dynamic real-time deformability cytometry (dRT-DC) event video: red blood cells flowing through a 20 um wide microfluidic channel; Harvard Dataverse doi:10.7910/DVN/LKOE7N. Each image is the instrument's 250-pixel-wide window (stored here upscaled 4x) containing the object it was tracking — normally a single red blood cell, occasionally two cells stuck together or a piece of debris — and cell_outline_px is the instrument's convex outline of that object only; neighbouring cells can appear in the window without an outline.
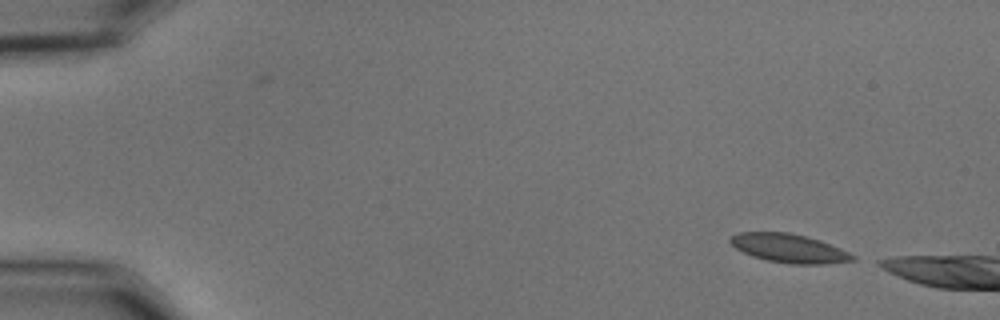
{"species": "common noctule bat (a hibernating species)", "species_latin": "Nyctalus noctula", "temperature_condition": "cold", "stored_images_in_passage": 52, "camera_frame_rate_fps": 3000, "um_per_image_px": 0.085, "animal": {"sex": "male", "body_mass_g": 15.6}, "frame": {"image": 1, "passage_image": 1, "time_ms": 0.0, "image_size_px": [1000, 320], "cell_outline_px": [[856, 260], [824, 264], [788, 264], [764, 260], [752, 256], [736, 248], [728, 240], [732, 236], [740, 232], [788, 232], [820, 240], [840, 248], [856, 256]], "centroid_in_image_um": [67.07, 21.11], "position_along_channel_um": 17.9, "area_um2": 20.46}}
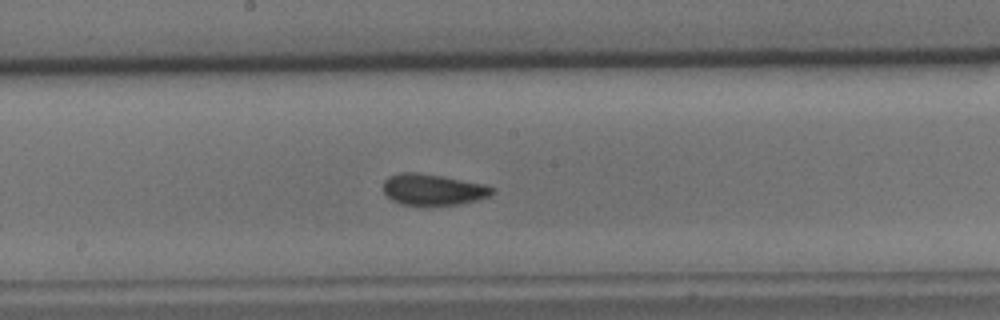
{"frame": {"image": 2, "passage_image": 26, "time_ms": 8.333, "image_size_px": [1000, 320], "cell_outline_px": [[496, 192], [488, 196], [476, 200], [460, 204], [428, 208], [400, 204], [392, 200], [384, 192], [384, 180], [388, 176], [400, 172], [416, 172], [444, 176], [484, 184], [496, 188]], "centroid_in_image_um": [36.81, 16.15], "position_along_channel_um": 211.4, "area_um2": 20.58}}
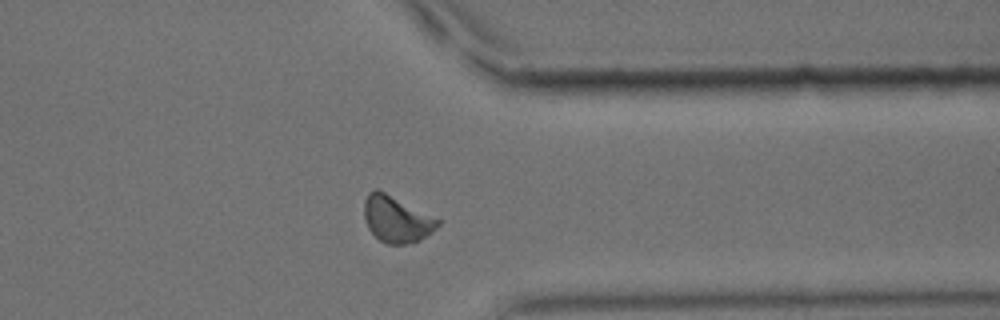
{"frame": {"image": 3, "passage_image": 40, "time_ms": 13.0, "image_size_px": [1000, 320], "cell_outline_px": [[440, 224], [432, 232], [420, 240], [404, 244], [388, 244], [380, 240], [368, 228], [364, 216], [364, 200], [368, 192], [376, 188], [440, 220]], "centroid_in_image_um": [33.68, 18.63], "position_along_channel_um": 377.7, "area_um2": 19.54}, "authors_computed_cell_mechanics": {"area_um2": 19.5942, "velocity_mm_per_s": 3.6196, "shape_relaxation_time_tau1_ms": 4.8664, "shape_relaxation_time_tau2_ms": 1.2888, "deformation_change_tau1": 0.1009, "deformation_change_tau2": 0.0667}}